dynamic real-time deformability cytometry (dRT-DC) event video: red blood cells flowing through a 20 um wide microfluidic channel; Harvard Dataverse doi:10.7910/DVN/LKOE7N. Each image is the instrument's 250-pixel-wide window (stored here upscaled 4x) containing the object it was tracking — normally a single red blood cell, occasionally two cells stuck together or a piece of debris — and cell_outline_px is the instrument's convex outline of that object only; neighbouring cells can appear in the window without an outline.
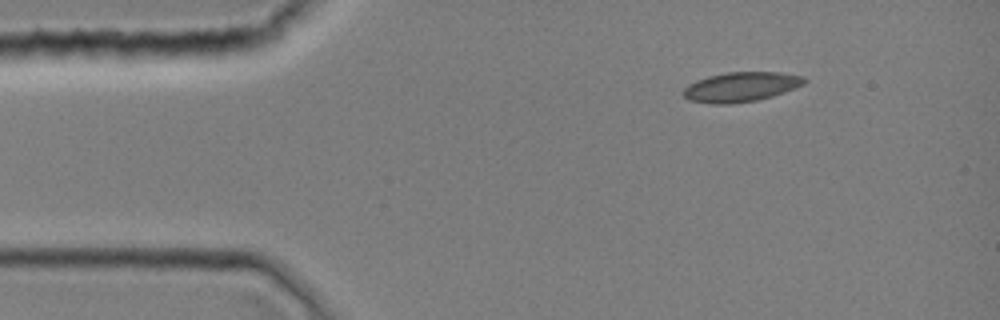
{"species": "common noctule bat (a hibernating species)", "species_latin": "Nyctalus noctula", "temperature_condition": "room temperature", "stored_images_in_passage": 2, "camera_frame_rate_fps": 3000, "um_per_image_px": 0.085, "animal": {"sex": "female", "body_mass_g": 19.0, "forearm_length_mm": 51.5}, "frame": {"image": 1, "passage_image": 1, "time_ms": 0.0, "image_size_px": [1000, 320], "cell_outline_px": [[808, 80], [804, 84], [784, 92], [772, 96], [756, 100], [732, 104], [712, 104], [688, 100], [684, 96], [684, 88], [688, 84], [696, 80], [708, 76], [728, 72], [780, 72], [804, 76]], "centroid_in_image_um": [62.98, 7.38], "position_along_channel_um": 22.0, "area_um2": 20.98}}